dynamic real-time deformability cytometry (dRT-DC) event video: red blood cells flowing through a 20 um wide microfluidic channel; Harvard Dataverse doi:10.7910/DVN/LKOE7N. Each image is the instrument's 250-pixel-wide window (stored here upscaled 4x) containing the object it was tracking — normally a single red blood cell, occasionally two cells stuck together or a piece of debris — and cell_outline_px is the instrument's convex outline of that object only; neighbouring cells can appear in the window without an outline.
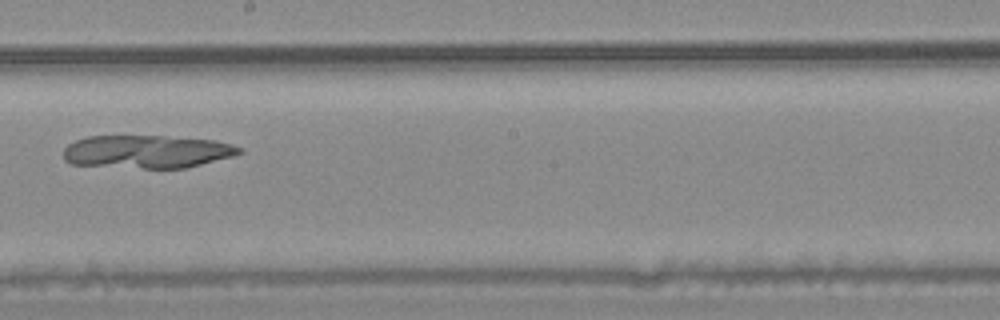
{"species": "common noctule bat (a hibernating species)", "species_latin": "Nyctalus noctula", "temperature_condition": "warm", "stored_images_in_passage": 6, "camera_frame_rate_fps": 3000, "um_per_image_px": 0.085, "animal": {"sex": "male", "body_mass_g": 20.4}, "frame": {"image": 1, "passage_image": 6, "time_ms": 1.667, "image_size_px": [1000, 320], "cell_outline_px": [[244, 152], [232, 156], [184, 168], [144, 168], [72, 164], [64, 160], [64, 148], [68, 144], [76, 140], [88, 136], [164, 136], [216, 140], [232, 144], [244, 148]], "centroid_in_image_um": [12.51, 12.88], "position_along_channel_um": 235.7, "area_um2": 33.81}}